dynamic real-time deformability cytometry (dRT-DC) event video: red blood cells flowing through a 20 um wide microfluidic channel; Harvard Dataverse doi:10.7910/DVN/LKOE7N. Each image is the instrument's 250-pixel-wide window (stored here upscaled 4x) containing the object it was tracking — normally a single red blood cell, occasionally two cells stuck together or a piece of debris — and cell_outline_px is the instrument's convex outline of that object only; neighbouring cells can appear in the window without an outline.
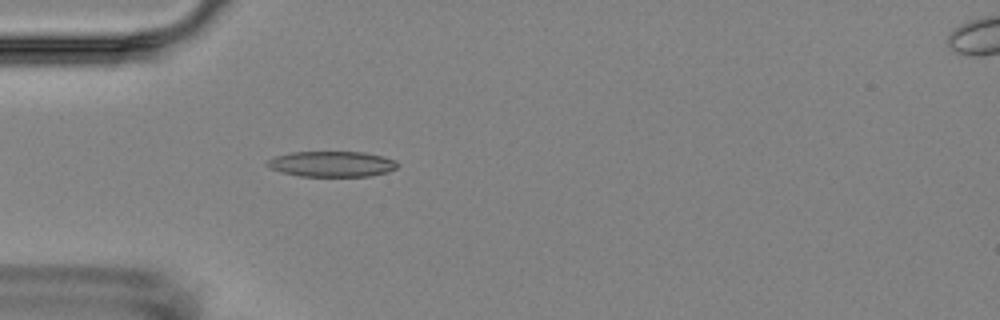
{"species": "Egyptian fruit bat (a non-hibernating species)", "species_latin": "Rousettus aegyptiacus", "temperature_condition": "room temperature", "stored_images_in_passage": 5, "camera_frame_rate_fps": 3000, "um_per_image_px": 0.085, "animal": {"sex": "female"}, "frame": {"image": 1, "passage_image": 5, "time_ms": 4.333, "image_size_px": [1000, 320], "cell_outline_px": [[400, 164], [396, 168], [388, 172], [372, 176], [300, 176], [280, 172], [264, 164], [268, 160], [276, 156], [292, 152], [364, 152], [384, 156], [396, 160]], "centroid_in_image_um": [28.25, 13.94], "position_along_channel_um": 56.7, "area_um2": 19.54}}